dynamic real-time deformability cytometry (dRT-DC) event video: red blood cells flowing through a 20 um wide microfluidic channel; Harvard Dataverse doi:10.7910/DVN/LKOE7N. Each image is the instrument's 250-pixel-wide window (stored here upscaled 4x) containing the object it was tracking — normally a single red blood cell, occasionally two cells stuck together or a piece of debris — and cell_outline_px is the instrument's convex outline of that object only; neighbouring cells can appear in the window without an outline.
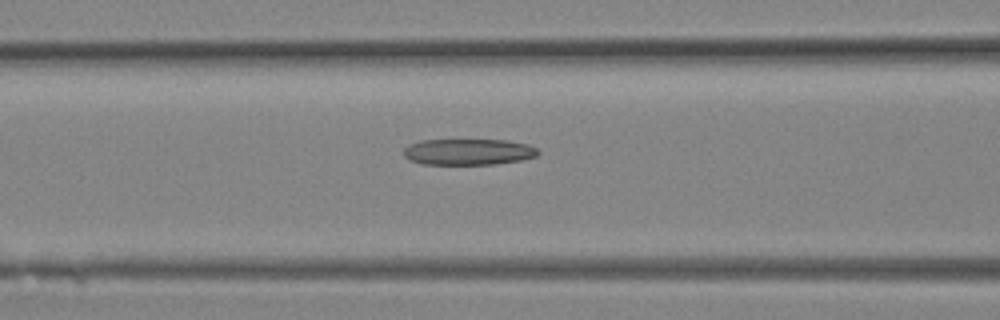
{"species": "Egyptian fruit bat (a non-hibernating species)", "species_latin": "Rousettus aegyptiacus", "temperature_condition": "room temperature", "stored_images_in_passage": 13, "camera_frame_rate_fps": 3000, "um_per_image_px": 0.085, "animal": {"sex": "female"}, "frame": {"image": 1, "passage_image": 11, "time_ms": 3.333, "image_size_px": [1000, 320], "cell_outline_px": [[540, 152], [536, 156], [520, 160], [496, 164], [420, 164], [408, 160], [404, 156], [404, 148], [408, 144], [420, 140], [508, 140], [528, 144], [536, 148]], "centroid_in_image_um": [39.78, 12.9], "position_along_channel_um": 126.8, "area_um2": 20.63}}
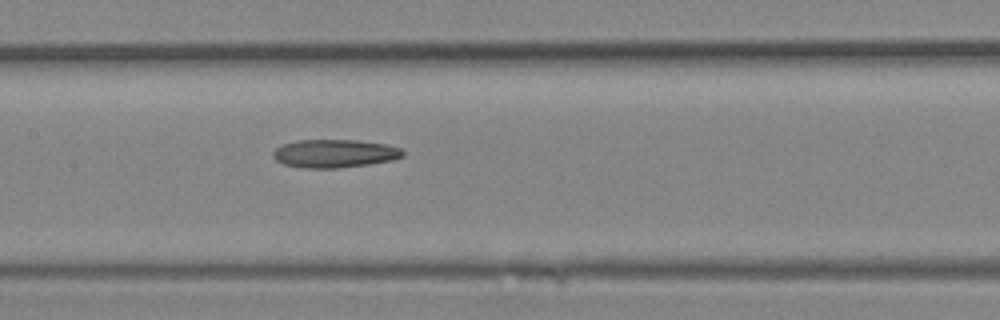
{"frame": {"image": 2, "passage_image": 13, "time_ms": 4.0, "image_size_px": [1000, 320], "cell_outline_px": [[404, 156], [392, 160], [368, 164], [340, 168], [304, 168], [284, 164], [276, 160], [272, 156], [272, 152], [276, 148], [284, 144], [296, 140], [356, 140], [388, 144], [400, 148], [404, 152]], "centroid_in_image_um": [28.44, 13.04], "position_along_channel_um": 179.0, "area_um2": 21.39}}